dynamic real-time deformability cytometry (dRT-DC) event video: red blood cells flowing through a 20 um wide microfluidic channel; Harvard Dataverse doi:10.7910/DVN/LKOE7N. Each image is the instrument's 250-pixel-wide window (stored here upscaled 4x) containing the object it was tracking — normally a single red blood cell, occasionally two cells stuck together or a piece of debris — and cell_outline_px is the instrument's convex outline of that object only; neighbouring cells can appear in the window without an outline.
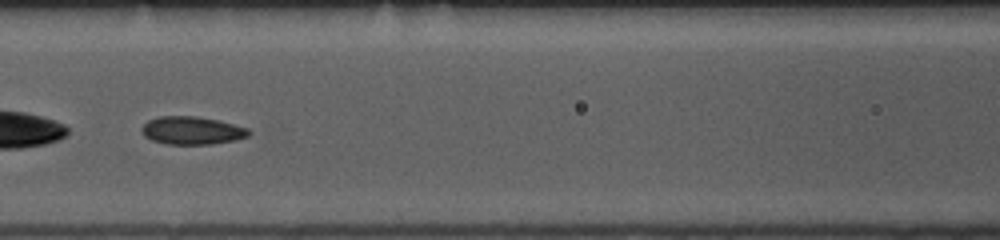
{"species": "common noctule bat (a hibernating species)", "species_latin": "Nyctalus noctula", "temperature_condition": "room temperature", "stored_images_in_passage": 39, "camera_frame_rate_fps": 3000, "um_per_image_px": 0.085, "animal": {"sex": "female", "body_mass_g": 10.0, "forearm_length_mm": 53.1}, "frame": {"image": 1, "passage_image": 12, "time_ms": 3.667, "image_size_px": [1000, 240], "cell_outline_px": [[252, 132], [248, 136], [236, 140], [212, 144], [168, 144], [152, 140], [144, 136], [140, 128], [148, 120], [160, 116], [196, 116], [216, 120], [248, 128]], "centroid_in_image_um": [16.31, 11.09], "position_along_channel_um": 150.3, "area_um2": 17.4}}
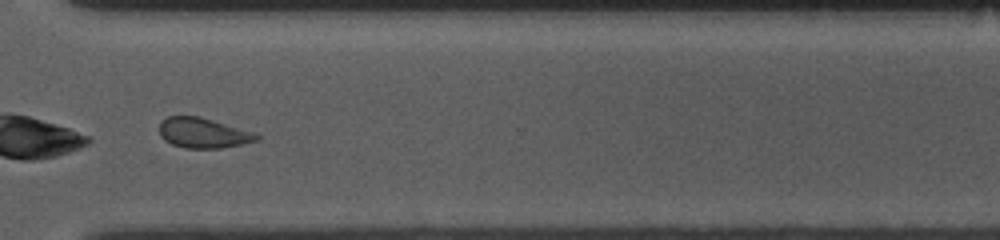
{"frame": {"image": 2, "passage_image": 28, "time_ms": 9.0, "image_size_px": [1000, 240], "cell_outline_px": [[260, 140], [220, 148], [184, 148], [172, 144], [164, 140], [160, 136], [160, 120], [168, 116], [200, 116], [256, 132], [260, 136]], "centroid_in_image_um": [17.28, 11.29], "position_along_channel_um": 353.3, "area_um2": 17.28}, "authors_computed_cell_mechanics": {"area_um2": 17.8024, "velocity_mm_per_s": 3.8172, "shape_relaxation_time_tau1_ms": null, "shape_relaxation_time_tau2_ms": 2.5763, "deformation_change_tau1": null, "deformation_change_tau2": 0.0979}}